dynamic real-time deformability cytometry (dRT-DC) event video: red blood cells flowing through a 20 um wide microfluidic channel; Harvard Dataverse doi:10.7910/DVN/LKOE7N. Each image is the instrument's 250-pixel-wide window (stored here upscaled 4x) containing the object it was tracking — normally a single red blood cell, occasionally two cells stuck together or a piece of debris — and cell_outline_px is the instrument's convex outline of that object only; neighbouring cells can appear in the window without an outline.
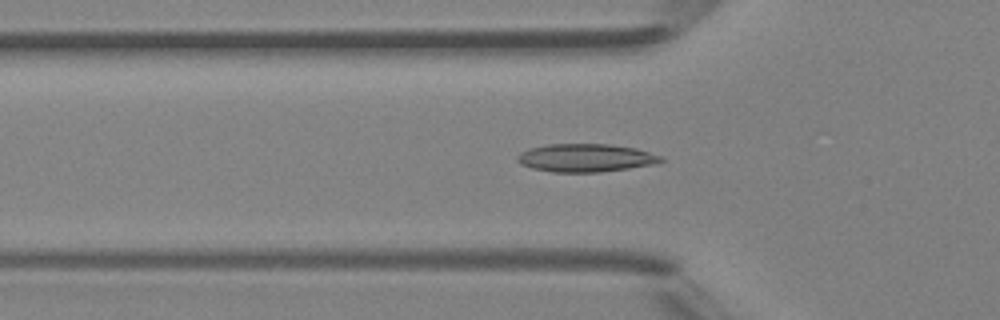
{"species": "Egyptian fruit bat (a non-hibernating species)", "species_latin": "Rousettus aegyptiacus", "temperature_condition": "room temperature", "stored_images_in_passage": 43, "camera_frame_rate_fps": 3000, "um_per_image_px": 0.085, "animal": {"sex": "female"}, "frame": {"image": 1, "passage_image": 15, "time_ms": 4.667, "image_size_px": [1000, 320], "cell_outline_px": [[664, 160], [656, 164], [600, 172], [552, 172], [532, 168], [520, 164], [516, 160], [516, 156], [520, 152], [528, 148], [548, 144], [608, 144], [636, 148], [660, 156]], "centroid_in_image_um": [49.73, 13.42], "position_along_channel_um": 76.1, "area_um2": 23.52}}
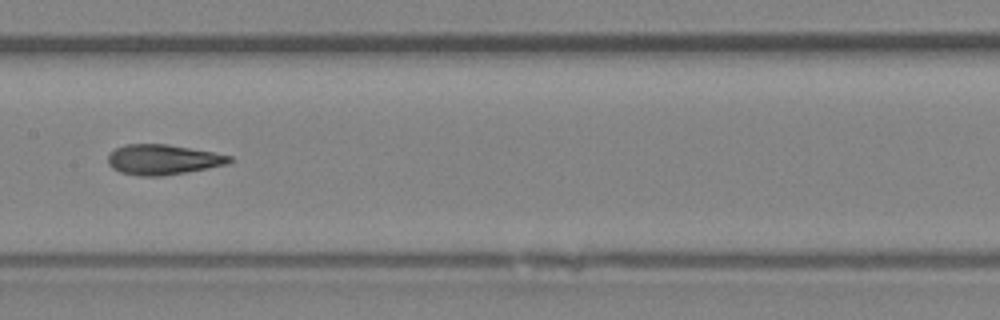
{"frame": {"image": 2, "passage_image": 23, "time_ms": 7.333, "image_size_px": [1000, 320], "cell_outline_px": [[232, 160], [228, 164], [208, 168], [164, 176], [140, 176], [120, 172], [112, 168], [108, 164], [108, 156], [116, 148], [124, 144], [168, 144], [212, 152], [232, 156]], "centroid_in_image_um": [13.84, 13.57], "position_along_channel_um": 193.6, "area_um2": 21.33}}
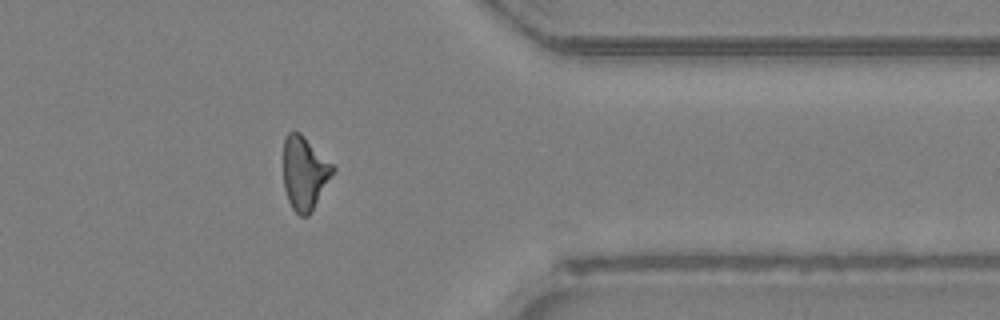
{"frame": {"image": 3, "passage_image": 37, "time_ms": 12.0, "image_size_px": [1000, 320], "cell_outline_px": [[336, 168], [308, 216], [300, 216], [292, 208], [288, 200], [284, 188], [284, 140], [288, 132], [300, 132]], "centroid_in_image_um": [25.87, 14.7], "position_along_channel_um": 385.5, "area_um2": 20.69}}